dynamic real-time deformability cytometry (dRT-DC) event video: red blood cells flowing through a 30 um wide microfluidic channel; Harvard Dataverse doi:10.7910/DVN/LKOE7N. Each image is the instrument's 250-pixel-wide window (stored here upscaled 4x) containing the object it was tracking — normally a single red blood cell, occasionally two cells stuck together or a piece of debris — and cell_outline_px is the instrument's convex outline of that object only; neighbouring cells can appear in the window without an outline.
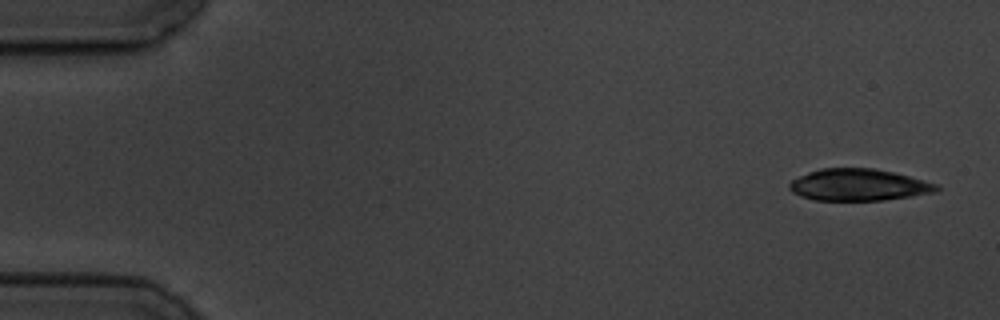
{"species": "common noctule bat (a hibernating species)", "species_latin": "Nyctalus noctula", "temperature_condition": "cold", "stored_images_in_passage": 5, "camera_frame_rate_fps": 3000, "um_per_image_px": 0.085, "animal": {"sex": "male", "body_mass_g": 19.5, "forearm_length_mm": 54.6}, "frame": {"image": 1, "passage_image": 1, "time_ms": 0.0, "image_size_px": [1000, 320], "cell_outline_px": [[940, 188], [936, 192], [912, 196], [884, 200], [812, 200], [800, 196], [792, 192], [788, 188], [788, 184], [792, 180], [808, 172], [820, 168], [872, 168], [892, 172], [940, 184]], "centroid_in_image_um": [72.98, 15.72], "position_along_channel_um": 12.0, "area_um2": 27.34}}